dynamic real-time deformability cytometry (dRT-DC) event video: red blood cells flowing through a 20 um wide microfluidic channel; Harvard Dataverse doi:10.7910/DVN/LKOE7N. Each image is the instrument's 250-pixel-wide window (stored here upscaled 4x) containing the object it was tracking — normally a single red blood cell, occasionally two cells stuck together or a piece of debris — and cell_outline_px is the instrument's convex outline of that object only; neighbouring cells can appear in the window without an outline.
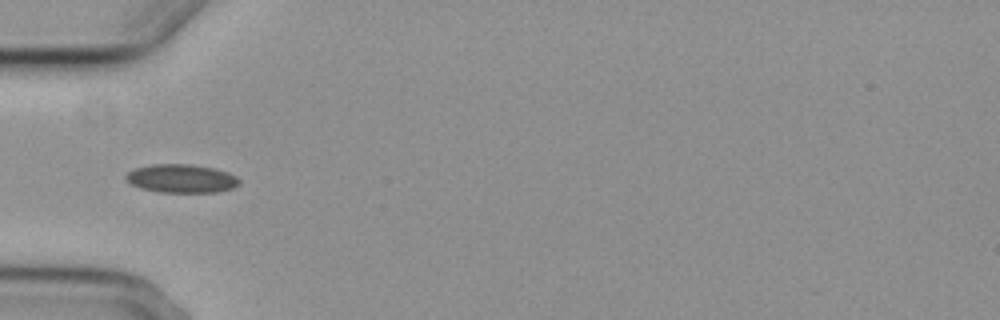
{"species": "common noctule bat (a hibernating species)", "species_latin": "Nyctalus noctula", "temperature_condition": "cold", "stored_images_in_passage": 6, "camera_frame_rate_fps": 3000, "um_per_image_px": 0.085, "animal": {"sex": "female", "body_mass_g": 29.2, "forearm_length_mm": 56.3}, "frame": {"image": 1, "passage_image": 4, "time_ms": 4.333, "image_size_px": [1000, 320], "cell_outline_px": [[240, 184], [232, 188], [216, 192], [160, 192], [140, 188], [124, 180], [124, 176], [128, 172], [136, 168], [152, 164], [188, 164], [212, 168], [228, 172], [236, 176], [240, 180]], "centroid_in_image_um": [15.4, 15.17], "position_along_channel_um": 69.6, "area_um2": 18.79}}
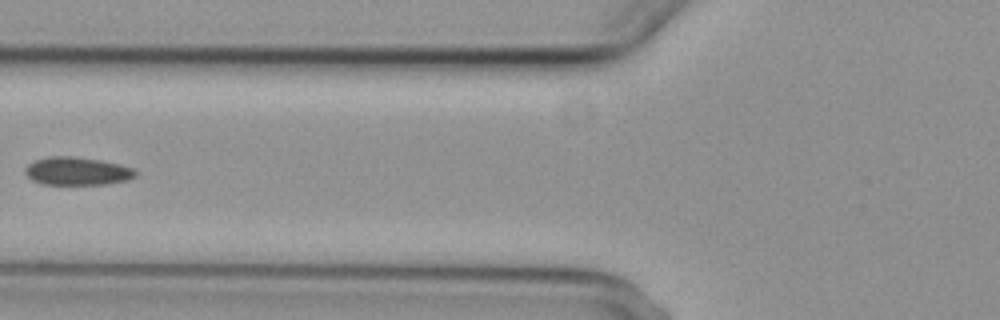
{"frame": {"image": 2, "passage_image": 5, "time_ms": 5.667, "image_size_px": [1000, 320], "cell_outline_px": [[136, 176], [128, 180], [104, 184], [44, 184], [32, 180], [24, 172], [24, 168], [28, 164], [36, 160], [48, 156], [76, 156], [100, 160], [136, 168]], "centroid_in_image_um": [6.56, 14.54], "position_along_channel_um": 119.2, "area_um2": 18.09}}
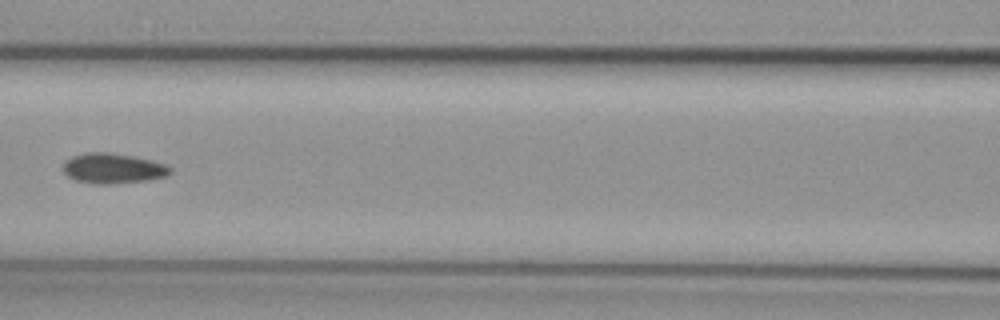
{"frame": {"image": 3, "passage_image": 6, "time_ms": 6.667, "image_size_px": [1000, 320], "cell_outline_px": [[172, 172], [168, 176], [148, 180], [108, 184], [92, 184], [76, 180], [68, 176], [60, 168], [64, 160], [72, 156], [88, 152], [112, 152], [152, 160], [168, 164], [172, 168]], "centroid_in_image_um": [9.6, 14.3], "position_along_channel_um": 157.0, "area_um2": 19.25}}